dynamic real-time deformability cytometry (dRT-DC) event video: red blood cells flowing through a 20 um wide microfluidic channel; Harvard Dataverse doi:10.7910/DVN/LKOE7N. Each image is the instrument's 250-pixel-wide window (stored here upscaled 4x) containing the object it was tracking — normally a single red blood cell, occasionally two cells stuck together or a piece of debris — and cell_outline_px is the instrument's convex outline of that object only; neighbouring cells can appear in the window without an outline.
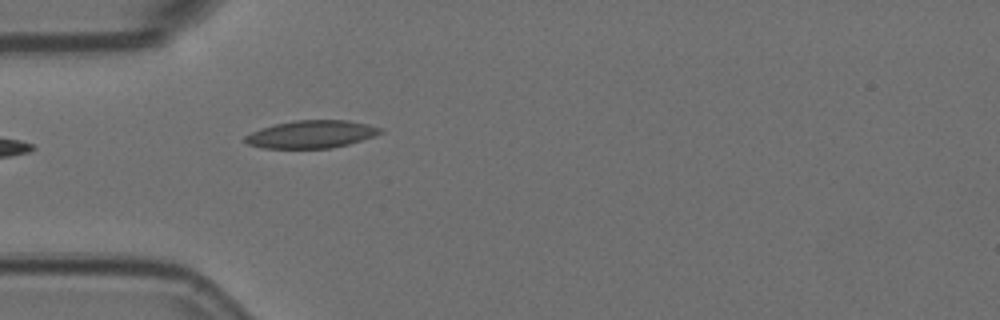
{"species": "Egyptian fruit bat (a non-hibernating species)", "species_latin": "Rousettus aegyptiacus", "temperature_condition": "room temperature", "stored_images_in_passage": 2, "camera_frame_rate_fps": 3000, "um_per_image_px": 0.085, "animal": {"sex": "female"}, "frame": {"image": 1, "passage_image": 2, "time_ms": 0.333, "image_size_px": [1000, 320], "cell_outline_px": [[384, 132], [376, 136], [348, 144], [332, 148], [264, 148], [248, 144], [244, 140], [244, 136], [260, 128], [276, 124], [296, 120], [348, 120], [368, 124], [384, 128]], "centroid_in_image_um": [26.52, 11.41], "position_along_channel_um": 58.5, "area_um2": 21.91}}